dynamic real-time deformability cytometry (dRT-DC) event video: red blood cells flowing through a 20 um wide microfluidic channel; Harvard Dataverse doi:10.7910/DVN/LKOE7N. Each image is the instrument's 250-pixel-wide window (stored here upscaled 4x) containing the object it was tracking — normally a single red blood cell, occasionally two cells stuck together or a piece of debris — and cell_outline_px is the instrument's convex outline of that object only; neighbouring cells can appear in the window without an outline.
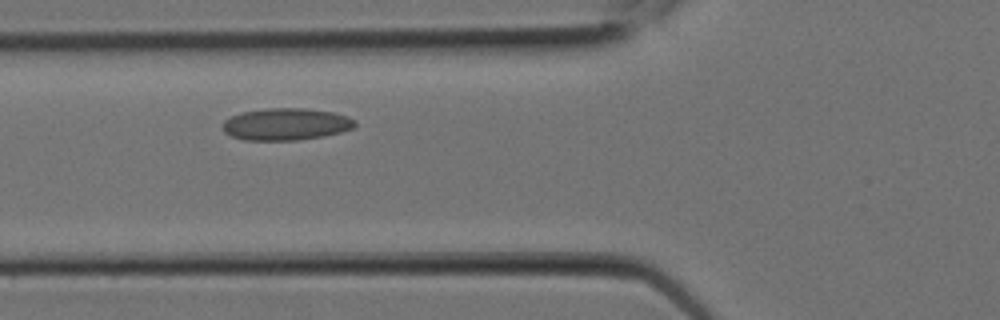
{"species": "Egyptian fruit bat (a non-hibernating species)", "species_latin": "Rousettus aegyptiacus", "temperature_condition": "room temperature", "stored_images_in_passage": 5, "camera_frame_rate_fps": 3000, "um_per_image_px": 0.085, "animal": {"sex": "female"}, "frame": {"image": 1, "passage_image": 4, "time_ms": 1.0, "image_size_px": [1000, 320], "cell_outline_px": [[356, 124], [352, 128], [340, 132], [324, 136], [296, 140], [244, 140], [232, 136], [224, 132], [224, 120], [240, 112], [264, 108], [304, 108], [332, 112], [348, 116], [356, 120]], "centroid_in_image_um": [24.31, 10.55], "position_along_channel_um": 101.5, "area_um2": 24.68}}
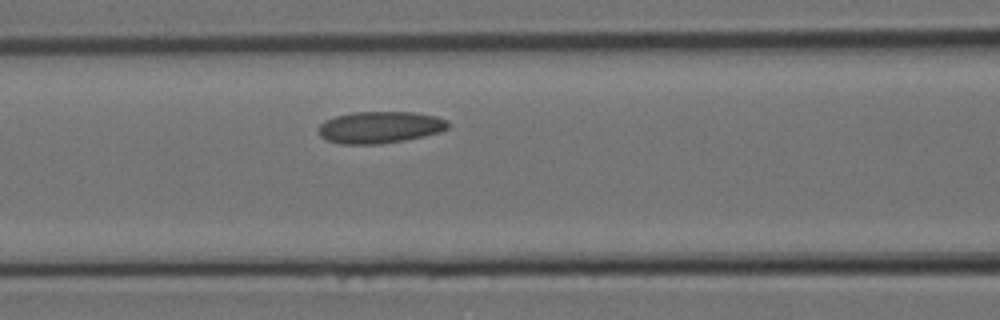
{"frame": {"image": 2, "passage_image": 5, "time_ms": 1.333, "image_size_px": [1000, 320], "cell_outline_px": [[448, 128], [440, 132], [424, 136], [404, 140], [380, 144], [340, 144], [328, 140], [320, 136], [320, 124], [324, 120], [336, 116], [352, 112], [412, 112], [436, 116], [448, 120]], "centroid_in_image_um": [32.3, 10.82], "position_along_channel_um": 134.3, "area_um2": 23.99}}